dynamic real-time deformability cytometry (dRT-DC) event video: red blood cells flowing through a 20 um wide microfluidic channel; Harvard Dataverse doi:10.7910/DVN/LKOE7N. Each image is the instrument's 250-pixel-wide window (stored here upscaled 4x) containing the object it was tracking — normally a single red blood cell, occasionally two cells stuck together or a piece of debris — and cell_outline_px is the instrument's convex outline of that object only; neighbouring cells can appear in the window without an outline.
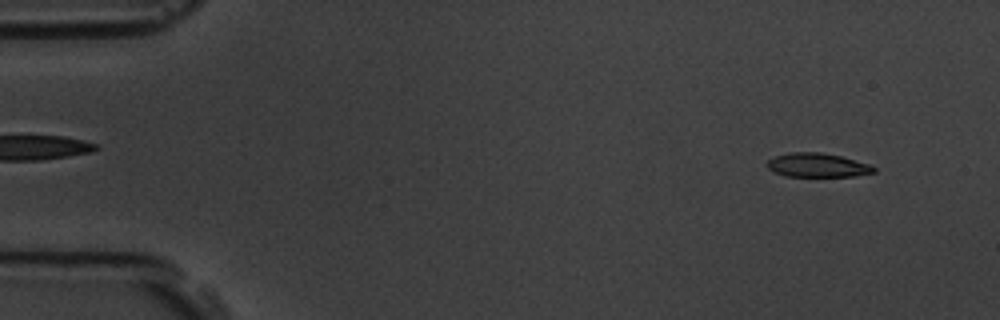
{"species": "common noctule bat (a hibernating species)", "species_latin": "Nyctalus noctula", "temperature_condition": "room temperature", "stored_images_in_passage": 5, "camera_frame_rate_fps": 3000, "um_per_image_px": 0.085, "animal": {"sex": "male", "body_mass_g": 19.5, "forearm_length_mm": 54.6}, "frame": {"image": 1, "passage_image": 1, "time_ms": 0.0, "image_size_px": [1000, 320], "cell_outline_px": [[876, 172], [856, 176], [784, 176], [768, 168], [768, 160], [776, 156], [792, 152], [820, 152], [840, 156], [868, 164], [876, 168]], "centroid_in_image_um": [69.5, 14.04], "position_along_channel_um": 15.5, "area_um2": 14.68}}
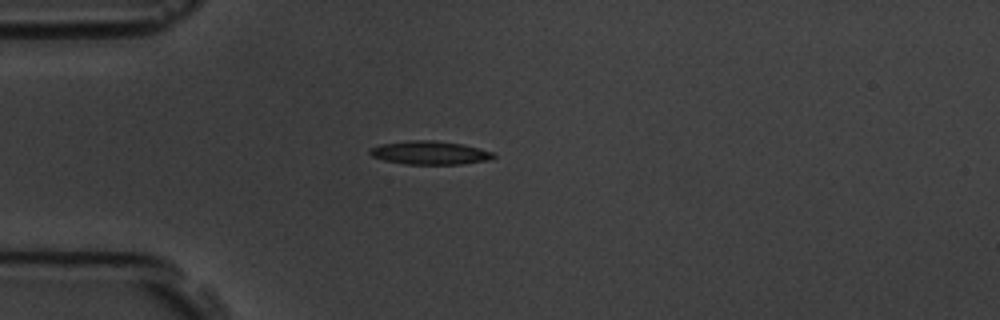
{"frame": {"image": 2, "passage_image": 4, "time_ms": 3.333, "image_size_px": [1000, 320], "cell_outline_px": [[496, 156], [488, 160], [464, 164], [404, 164], [384, 160], [372, 156], [368, 152], [372, 148], [380, 144], [408, 140], [436, 140], [464, 144], [492, 152]], "centroid_in_image_um": [36.53, 12.98], "position_along_channel_um": 48.5, "area_um2": 16.94}}